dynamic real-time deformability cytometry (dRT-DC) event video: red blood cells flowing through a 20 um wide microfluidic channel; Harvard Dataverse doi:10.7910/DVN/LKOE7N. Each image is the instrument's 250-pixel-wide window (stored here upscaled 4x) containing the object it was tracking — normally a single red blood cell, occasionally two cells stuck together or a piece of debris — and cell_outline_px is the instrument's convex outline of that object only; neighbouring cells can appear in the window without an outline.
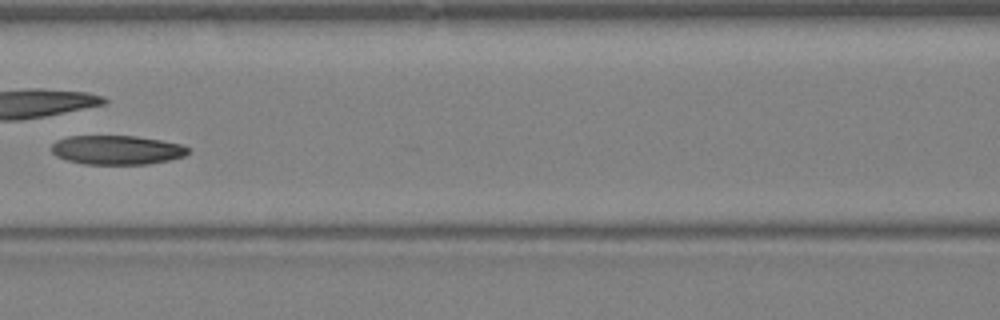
{"species": "Egyptian fruit bat (a non-hibernating species)", "species_latin": "Rousettus aegyptiacus", "temperature_condition": "warm", "stored_images_in_passage": 42, "camera_frame_rate_fps": 3000, "um_per_image_px": 0.085, "animal": {"sex": "female"}, "frame": {"image": 1, "passage_image": 19, "time_ms": 6.0, "image_size_px": [1000, 320], "cell_outline_px": [[188, 152], [184, 156], [168, 160], [148, 164], [84, 164], [68, 160], [56, 156], [52, 152], [52, 144], [56, 140], [68, 136], [136, 136], [184, 144], [188, 148]], "centroid_in_image_um": [9.93, 12.74], "position_along_channel_um": 156.7, "area_um2": 23.18}}